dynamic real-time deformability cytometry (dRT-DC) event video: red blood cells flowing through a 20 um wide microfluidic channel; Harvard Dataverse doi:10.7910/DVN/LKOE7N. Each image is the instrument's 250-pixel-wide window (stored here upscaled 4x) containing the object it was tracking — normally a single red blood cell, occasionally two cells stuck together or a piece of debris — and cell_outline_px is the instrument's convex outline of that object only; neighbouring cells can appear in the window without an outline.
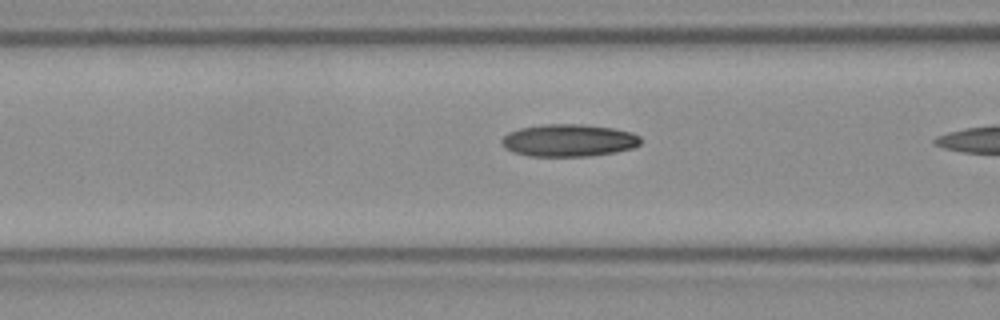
{"species": "Egyptian fruit bat (a non-hibernating species)", "species_latin": "Rousettus aegyptiacus", "temperature_condition": "room temperature", "stored_images_in_passage": 13, "camera_frame_rate_fps": 3000, "um_per_image_px": 0.085, "frame": {"image": 1, "passage_image": 11, "time_ms": 3.333, "image_size_px": [1000, 320], "cell_outline_px": [[640, 144], [632, 148], [616, 152], [588, 156], [528, 156], [512, 152], [504, 148], [500, 140], [508, 132], [520, 128], [544, 124], [580, 124], [612, 128], [632, 132], [640, 136]], "centroid_in_image_um": [48.31, 11.93], "position_along_channel_um": 118.3, "area_um2": 26.3}}